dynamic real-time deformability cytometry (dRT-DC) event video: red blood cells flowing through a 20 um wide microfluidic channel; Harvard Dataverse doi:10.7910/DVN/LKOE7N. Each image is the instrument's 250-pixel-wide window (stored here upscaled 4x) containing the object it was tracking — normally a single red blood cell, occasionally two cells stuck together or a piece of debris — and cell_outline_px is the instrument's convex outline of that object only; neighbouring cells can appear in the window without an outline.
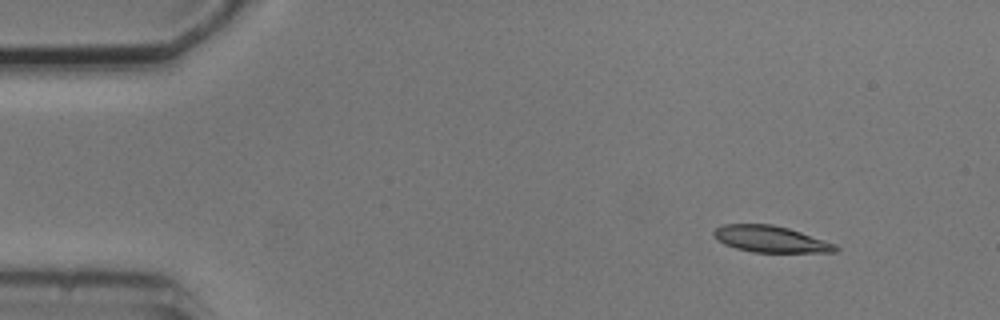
{"species": "common noctule bat (a hibernating species)", "species_latin": "Nyctalus noctula", "temperature_condition": "cold", "stored_images_in_passage": 2, "camera_frame_rate_fps": 3000, "um_per_image_px": 0.085, "animal": {"sex": "male", "body_mass_g": 20.5, "forearm_length_mm": 52.5}, "frame": {"image": 1, "passage_image": 2, "time_ms": 2.0, "image_size_px": [1000, 320], "cell_outline_px": [[840, 248], [836, 252], [752, 252], [736, 248], [724, 244], [716, 240], [712, 236], [712, 232], [716, 228], [724, 224], [772, 224], [788, 228], [836, 244]], "centroid_in_image_um": [65.47, 20.32], "position_along_channel_um": 19.5, "area_um2": 18.79}}